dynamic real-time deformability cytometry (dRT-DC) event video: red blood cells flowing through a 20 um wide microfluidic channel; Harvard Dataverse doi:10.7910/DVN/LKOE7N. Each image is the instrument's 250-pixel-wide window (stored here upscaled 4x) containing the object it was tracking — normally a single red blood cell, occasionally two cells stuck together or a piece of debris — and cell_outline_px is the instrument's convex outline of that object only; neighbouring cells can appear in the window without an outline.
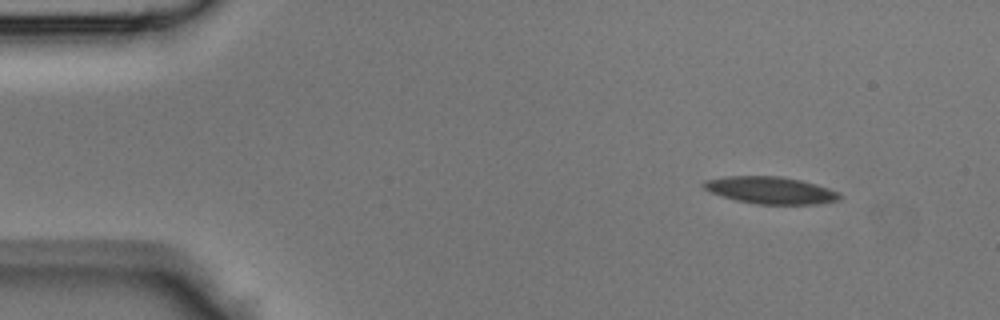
{"species": "Egyptian fruit bat (a non-hibernating species)", "species_latin": "Rousettus aegyptiacus", "temperature_condition": "room temperature", "stored_images_in_passage": 10, "camera_frame_rate_fps": 3000, "um_per_image_px": 0.085, "animal": {"sex": "male"}, "frame": {"image": 1, "passage_image": 4, "time_ms": 1.0, "image_size_px": [1000, 320], "cell_outline_px": [[844, 196], [840, 200], [816, 204], [756, 204], [736, 200], [712, 192], [704, 188], [700, 184], [704, 180], [724, 176], [780, 176], [800, 180], [816, 184], [840, 192]], "centroid_in_image_um": [65.52, 16.17], "position_along_channel_um": 19.5, "area_um2": 21.56}}